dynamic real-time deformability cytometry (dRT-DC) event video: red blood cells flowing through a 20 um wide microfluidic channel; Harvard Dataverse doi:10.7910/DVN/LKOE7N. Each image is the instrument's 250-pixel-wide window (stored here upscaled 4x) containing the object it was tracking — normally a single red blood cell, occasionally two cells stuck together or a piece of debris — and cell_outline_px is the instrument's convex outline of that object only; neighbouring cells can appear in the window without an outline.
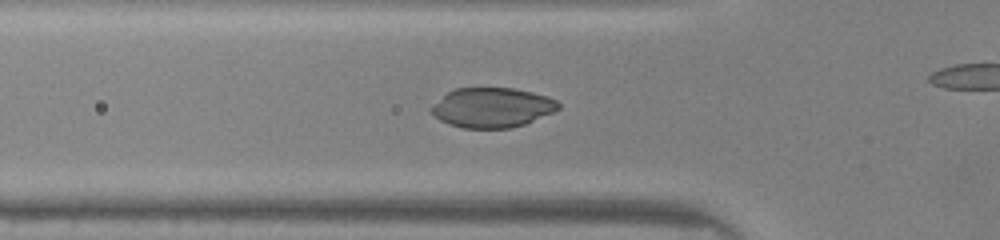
{"species": "common noctule bat (a hibernating species)", "species_latin": "Nyctalus noctula", "temperature_condition": "warm", "stored_images_in_passage": 28, "camera_frame_rate_fps": 3000, "um_per_image_px": 0.085, "animal": {"sex": "male", "body_mass_g": 20.0, "forearm_length_mm": 53.3}, "frame": {"image": 1, "passage_image": 5, "time_ms": 1.333, "image_size_px": [1000, 240], "cell_outline_px": [[560, 108], [552, 112], [524, 124], [508, 128], [464, 128], [448, 124], [440, 120], [428, 108], [432, 104], [448, 92], [456, 88], [512, 88], [532, 92], [556, 100], [560, 104]], "centroid_in_image_um": [41.79, 9.14], "position_along_channel_um": 84.0, "area_um2": 29.19}}
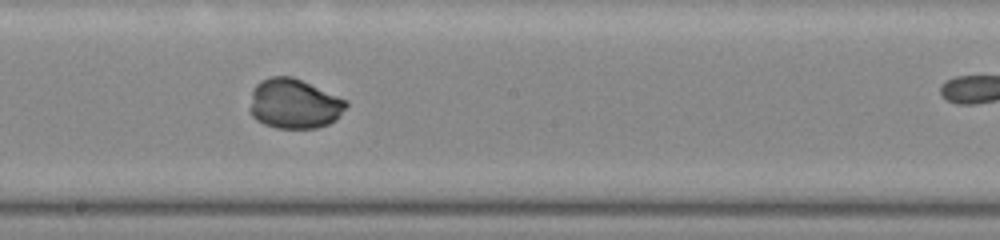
{"frame": {"image": 2, "passage_image": 15, "time_ms": 4.667, "image_size_px": [1000, 240], "cell_outline_px": [[348, 104], [336, 120], [328, 124], [316, 128], [276, 128], [264, 124], [256, 120], [252, 116], [252, 88], [260, 80], [272, 76], [292, 76], [348, 100]], "centroid_in_image_um": [25.02, 8.81], "position_along_channel_um": 223.2, "area_um2": 27.86}}
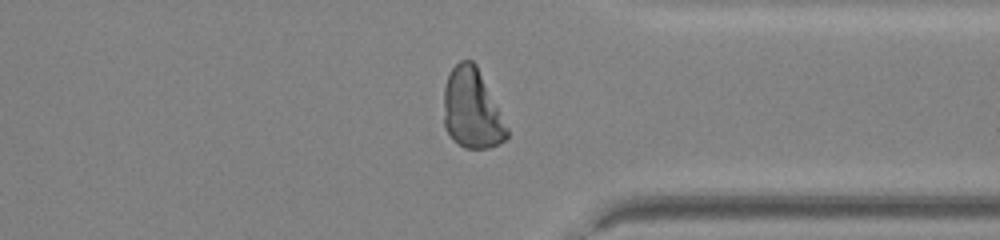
{"frame": {"image": 3, "passage_image": 26, "time_ms": 8.333, "image_size_px": [1000, 240], "cell_outline_px": [[508, 136], [504, 140], [488, 148], [464, 148], [452, 140], [444, 124], [444, 88], [448, 76], [452, 68], [460, 60], [472, 60], [476, 64], [508, 128]], "centroid_in_image_um": [40.09, 9.27], "position_along_channel_um": 371.3, "area_um2": 29.07}}